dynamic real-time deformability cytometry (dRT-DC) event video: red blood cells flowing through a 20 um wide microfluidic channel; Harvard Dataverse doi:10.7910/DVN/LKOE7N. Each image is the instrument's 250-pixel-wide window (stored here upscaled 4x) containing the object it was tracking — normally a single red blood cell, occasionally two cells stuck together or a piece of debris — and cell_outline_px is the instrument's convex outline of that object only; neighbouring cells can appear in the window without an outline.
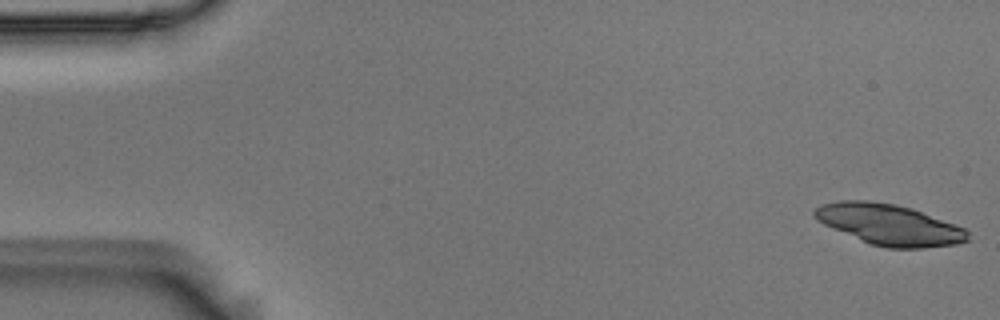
{"species": "Egyptian fruit bat (a non-hibernating species)", "species_latin": "Rousettus aegyptiacus", "temperature_condition": "room temperature", "stored_images_in_passage": 36, "camera_frame_rate_fps": 3000, "um_per_image_px": 0.085, "animal": {"sex": "male"}, "frame": {"image": 1, "passage_image": 1, "time_ms": 0.0, "image_size_px": [1000, 320], "cell_outline_px": [[968, 240], [956, 244], [924, 248], [888, 248], [868, 244], [832, 228], [816, 220], [812, 216], [812, 212], [820, 204], [840, 200], [868, 200], [892, 204], [908, 208], [920, 212], [964, 228], [968, 232]], "centroid_in_image_um": [75.51, 19.1], "position_along_channel_um": 9.5, "area_um2": 36.18}}
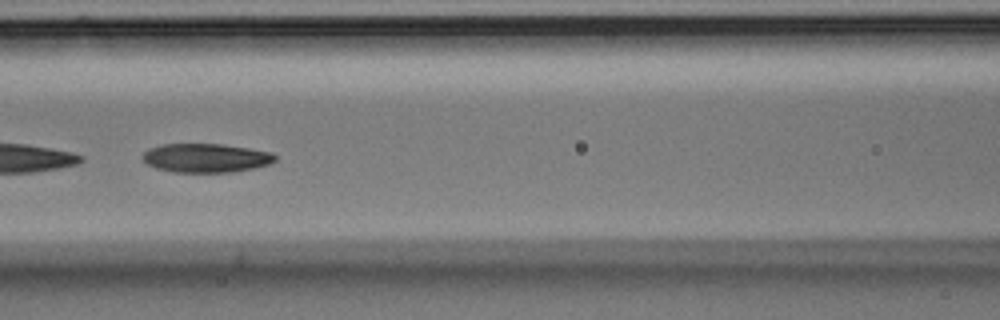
{"frame": {"image": 2, "passage_image": 24, "time_ms": 7.667, "image_size_px": [1000, 320], "cell_outline_px": [[276, 160], [268, 164], [256, 168], [232, 172], [172, 172], [156, 168], [148, 164], [140, 156], [148, 148], [164, 144], [220, 144], [248, 148], [272, 152], [276, 156]], "centroid_in_image_um": [17.49, 13.43], "position_along_channel_um": 149.1, "area_um2": 22.37}}
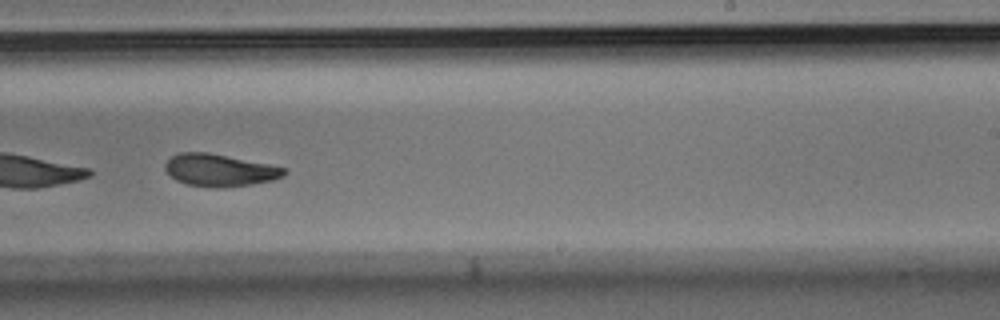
{"frame": {"image": 3, "passage_image": 34, "time_ms": 11.0, "image_size_px": [1000, 320], "cell_outline_px": [[288, 172], [284, 176], [272, 180], [252, 184], [224, 188], [216, 188], [184, 184], [176, 180], [164, 168], [164, 164], [172, 156], [180, 152], [208, 152], [288, 168]], "centroid_in_image_um": [18.68, 14.47], "position_along_channel_um": 270.3, "area_um2": 22.48}}